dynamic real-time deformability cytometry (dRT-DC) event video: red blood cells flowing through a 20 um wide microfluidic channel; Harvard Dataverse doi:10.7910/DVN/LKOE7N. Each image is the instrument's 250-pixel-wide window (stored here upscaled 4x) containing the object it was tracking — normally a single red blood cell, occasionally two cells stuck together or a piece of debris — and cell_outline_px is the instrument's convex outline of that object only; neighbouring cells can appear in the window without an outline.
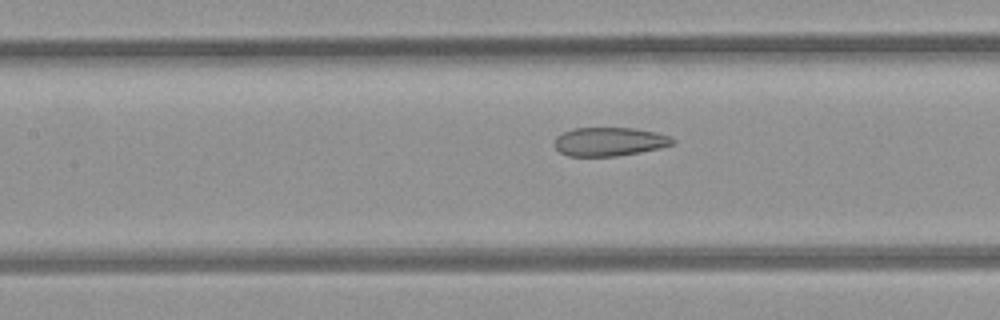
{"species": "common noctule bat (a hibernating species)", "species_latin": "Nyctalus noctula", "temperature_condition": "room temperature", "stored_images_in_passage": 11, "camera_frame_rate_fps": 3000, "um_per_image_px": 0.085, "animal": {"sex": "female", "body_mass_g": 21.9}, "frame": {"image": 1, "passage_image": 8, "time_ms": 2.333, "image_size_px": [1000, 320], "cell_outline_px": [[676, 140], [672, 144], [660, 148], [640, 152], [616, 156], [568, 156], [560, 152], [552, 144], [556, 136], [572, 128], [636, 128], [656, 132], [672, 136]], "centroid_in_image_um": [51.79, 12.03], "position_along_channel_um": 155.6, "area_um2": 19.94}}